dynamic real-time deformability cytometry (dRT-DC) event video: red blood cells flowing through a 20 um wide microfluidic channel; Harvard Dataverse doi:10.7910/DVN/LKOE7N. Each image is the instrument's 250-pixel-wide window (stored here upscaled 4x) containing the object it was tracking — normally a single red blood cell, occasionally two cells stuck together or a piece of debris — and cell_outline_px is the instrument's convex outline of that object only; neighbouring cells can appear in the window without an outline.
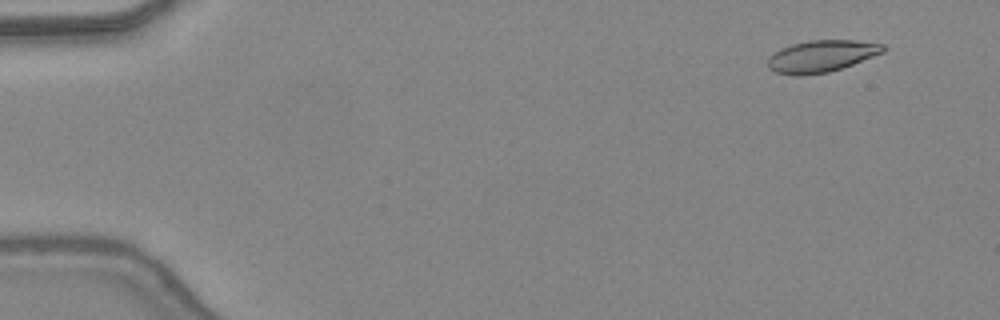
{"species": "common noctule bat (a hibernating species)", "species_latin": "Nyctalus noctula", "temperature_condition": "warm", "stored_images_in_passage": 47, "camera_frame_rate_fps": 3000, "um_per_image_px": 0.085, "animal": {"sex": "female", "body_mass_g": 24.6, "forearm_length_mm": 56.2}, "frame": {"image": 1, "passage_image": 4, "time_ms": 1.0, "image_size_px": [1000, 320], "cell_outline_px": [[888, 48], [884, 52], [852, 64], [828, 72], [800, 76], [796, 76], [776, 72], [768, 68], [768, 56], [772, 52], [780, 48], [792, 44], [808, 40], [856, 40], [884, 44]], "centroid_in_image_um": [69.8, 4.76], "position_along_channel_um": 15.2, "area_um2": 21.56}}
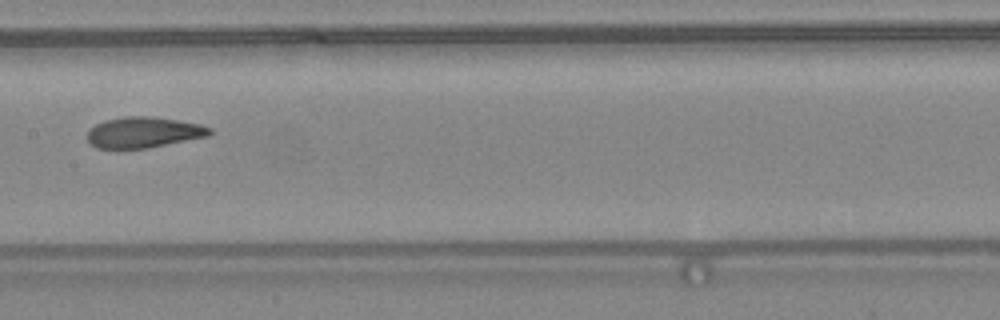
{"frame": {"image": 2, "passage_image": 25, "time_ms": 8.0, "image_size_px": [1000, 320], "cell_outline_px": [[212, 132], [208, 136], [148, 148], [96, 148], [88, 144], [88, 128], [104, 120], [124, 116], [148, 116], [176, 120], [200, 124], [212, 128]], "centroid_in_image_um": [12.17, 11.25], "position_along_channel_um": 195.2, "area_um2": 22.02}}
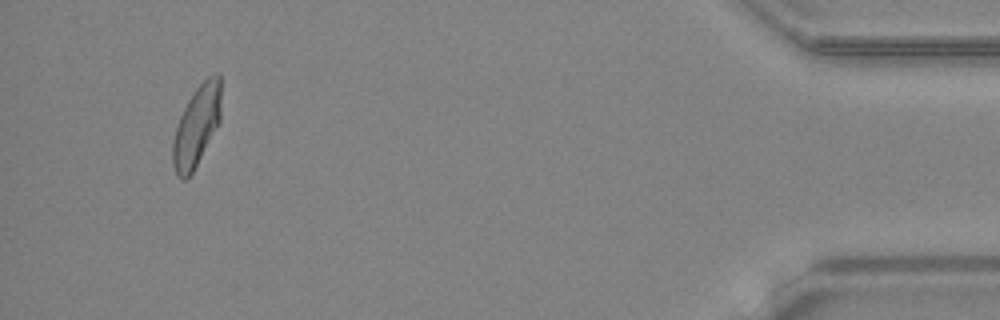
{"frame": {"image": 3, "passage_image": 45, "time_ms": 14.667, "image_size_px": [1000, 320], "cell_outline_px": [[220, 120], [192, 172], [184, 180], [180, 180], [176, 176], [172, 164], [172, 144], [176, 128], [180, 116], [188, 100], [196, 88], [208, 76], [216, 72], [220, 72]], "centroid_in_image_um": [16.69, 10.7], "position_along_channel_um": 418.5, "area_um2": 22.37}, "authors_computed_cell_mechanics": {"area_um2": 22.4264, "velocity_mm_per_s": 4.4283, "shape_relaxation_time_tau1_ms": 6.8896, "shape_relaxation_time_tau2_ms": 1.3048, "deformation_change_tau1": 0.196, "deformation_change_tau2": 0.0871}}